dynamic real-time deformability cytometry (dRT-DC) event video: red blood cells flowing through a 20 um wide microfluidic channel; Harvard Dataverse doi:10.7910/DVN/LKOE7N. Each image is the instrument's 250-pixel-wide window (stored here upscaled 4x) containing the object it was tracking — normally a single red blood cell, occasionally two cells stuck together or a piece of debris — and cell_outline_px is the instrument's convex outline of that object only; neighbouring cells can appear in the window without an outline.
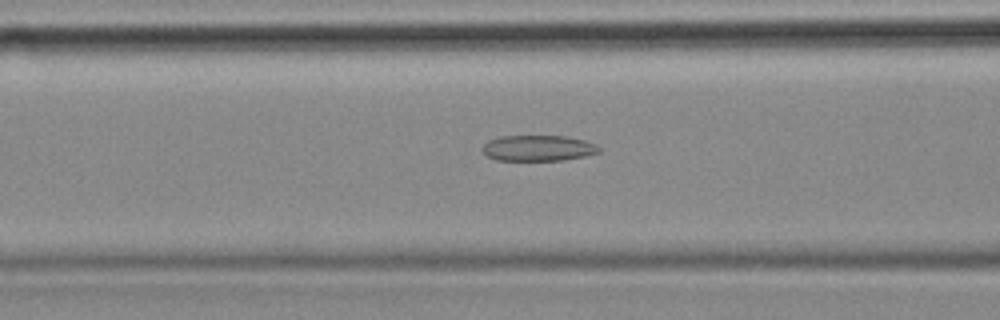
{"species": "common noctule bat (a hibernating species)", "species_latin": "Nyctalus noctula", "temperature_condition": "cold", "stored_images_in_passage": 38, "camera_frame_rate_fps": 3000, "um_per_image_px": 0.085, "animal": {"sex": "female", "body_mass_g": 18.4}, "frame": {"image": 1, "passage_image": 15, "time_ms": 4.667, "image_size_px": [1000, 320], "cell_outline_px": [[600, 152], [584, 156], [560, 160], [496, 160], [488, 156], [480, 148], [488, 140], [500, 136], [564, 136], [584, 140], [596, 144], [600, 148]], "centroid_in_image_um": [45.72, 12.58], "position_along_channel_um": 120.9, "area_um2": 17.46}}
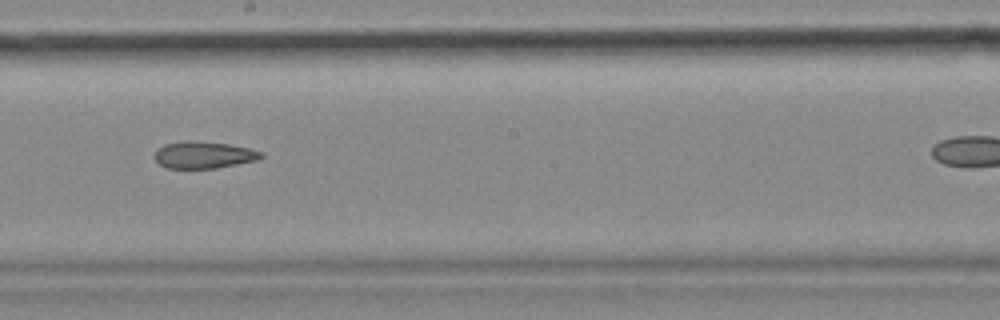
{"frame": {"image": 2, "passage_image": 24, "time_ms": 7.667, "image_size_px": [1000, 320], "cell_outline_px": [[264, 156], [256, 160], [216, 168], [168, 168], [160, 164], [156, 160], [156, 148], [164, 144], [184, 140], [188, 140], [228, 144], [248, 148], [264, 152]], "centroid_in_image_um": [17.31, 13.16], "position_along_channel_um": 230.9, "area_um2": 16.59}}
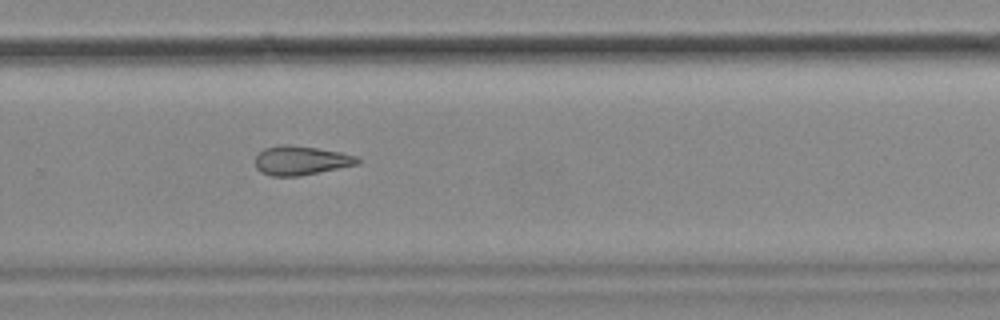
{"frame": {"image": 3, "passage_image": 30, "time_ms": 9.667, "image_size_px": [1000, 320], "cell_outline_px": [[360, 164], [300, 176], [272, 176], [260, 172], [256, 168], [256, 156], [264, 148], [280, 144], [288, 144], [316, 148], [340, 152], [356, 156], [360, 160]], "centroid_in_image_um": [25.57, 13.64], "position_along_channel_um": 304.2, "area_um2": 17.4}}